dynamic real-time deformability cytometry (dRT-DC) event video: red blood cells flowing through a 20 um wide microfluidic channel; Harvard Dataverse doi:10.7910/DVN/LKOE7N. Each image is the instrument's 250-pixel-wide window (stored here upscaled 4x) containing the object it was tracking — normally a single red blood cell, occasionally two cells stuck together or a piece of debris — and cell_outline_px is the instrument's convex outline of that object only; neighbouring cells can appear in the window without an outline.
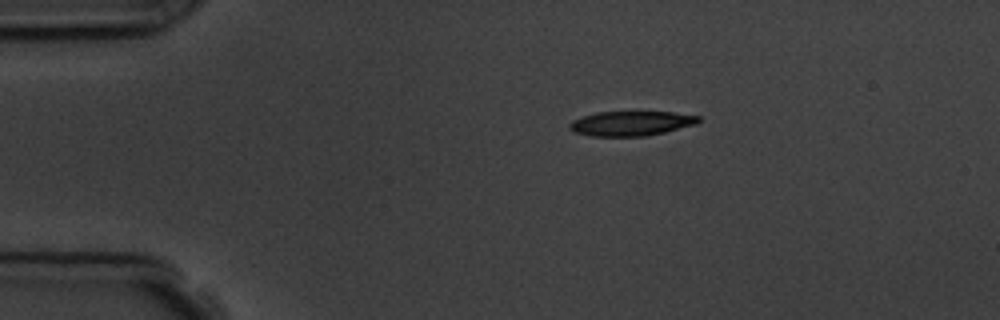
{"species": "common noctule bat (a hibernating species)", "species_latin": "Nyctalus noctula", "temperature_condition": "room temperature", "stored_images_in_passage": 5, "camera_frame_rate_fps": 3000, "um_per_image_px": 0.085, "animal": {"sex": "male", "body_mass_g": 19.5, "forearm_length_mm": 54.6}, "frame": {"image": 1, "passage_image": 1, "time_ms": 0.0, "image_size_px": [1000, 320], "cell_outline_px": [[700, 120], [696, 124], [664, 132], [644, 136], [588, 136], [572, 132], [568, 128], [568, 124], [572, 120], [596, 112], [672, 112], [700, 116]], "centroid_in_image_um": [53.59, 10.49], "position_along_channel_um": 31.4, "area_um2": 18.55}}
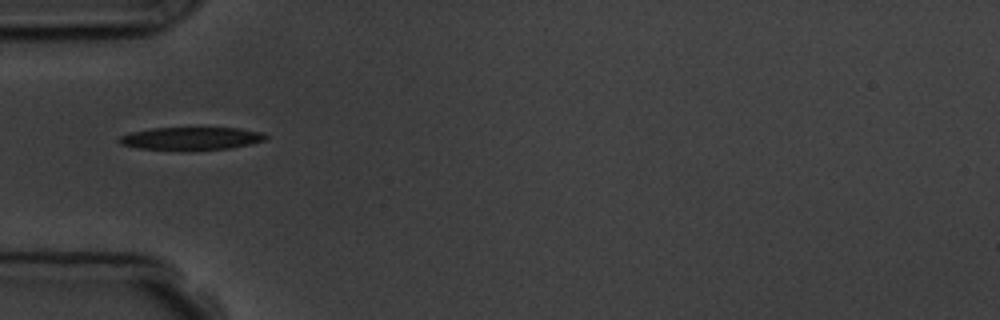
{"frame": {"image": 2, "passage_image": 3, "time_ms": 2.333, "image_size_px": [1000, 320], "cell_outline_px": [[268, 136], [264, 140], [252, 144], [232, 148], [136, 148], [120, 144], [116, 140], [120, 136], [132, 132], [152, 128], [240, 128], [264, 132]], "centroid_in_image_um": [16.29, 11.73], "position_along_channel_um": 68.7, "area_um2": 18.84}}
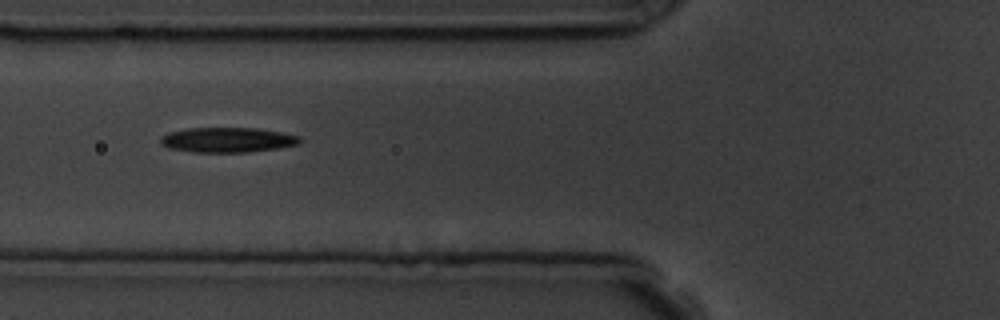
{"frame": {"image": 3, "passage_image": 4, "time_ms": 3.333, "image_size_px": [1000, 320], "cell_outline_px": [[304, 140], [300, 144], [276, 148], [248, 152], [192, 152], [168, 148], [160, 144], [160, 136], [168, 132], [188, 128], [256, 128], [280, 132], [300, 136]], "centroid_in_image_um": [19.32, 11.89], "position_along_channel_um": 106.5, "area_um2": 20.4}}